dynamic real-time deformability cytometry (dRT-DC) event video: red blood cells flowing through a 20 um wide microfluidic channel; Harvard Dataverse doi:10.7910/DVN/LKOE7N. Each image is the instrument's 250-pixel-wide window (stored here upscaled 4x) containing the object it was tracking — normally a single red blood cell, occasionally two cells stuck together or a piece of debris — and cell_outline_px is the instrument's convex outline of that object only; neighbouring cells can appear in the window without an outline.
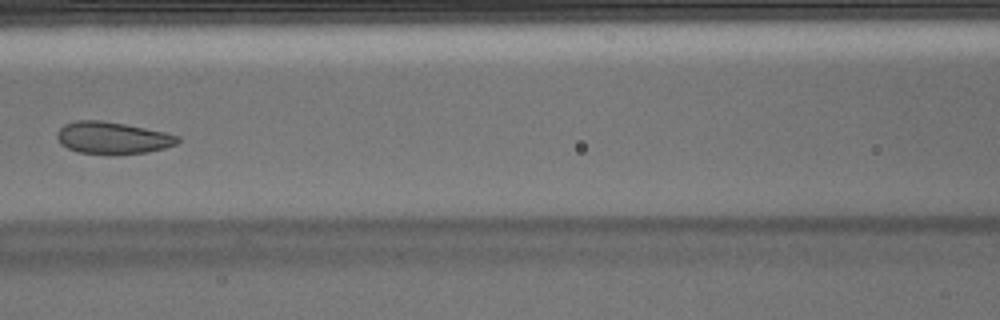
{"species": "Egyptian fruit bat (a non-hibernating species)", "species_latin": "Rousettus aegyptiacus", "temperature_condition": "warm", "stored_images_in_passage": 7, "camera_frame_rate_fps": 3000, "um_per_image_px": 0.085, "animal": {"sex": "male"}, "frame": {"image": 1, "passage_image": 6, "time_ms": 1.667, "image_size_px": [1000, 320], "cell_outline_px": [[180, 140], [176, 144], [164, 148], [148, 152], [116, 156], [108, 156], [76, 152], [60, 144], [56, 136], [56, 132], [64, 124], [76, 120], [100, 120], [124, 124], [164, 132], [180, 136]], "centroid_in_image_um": [9.53, 11.75], "position_along_channel_um": 157.1, "area_um2": 23.06}}